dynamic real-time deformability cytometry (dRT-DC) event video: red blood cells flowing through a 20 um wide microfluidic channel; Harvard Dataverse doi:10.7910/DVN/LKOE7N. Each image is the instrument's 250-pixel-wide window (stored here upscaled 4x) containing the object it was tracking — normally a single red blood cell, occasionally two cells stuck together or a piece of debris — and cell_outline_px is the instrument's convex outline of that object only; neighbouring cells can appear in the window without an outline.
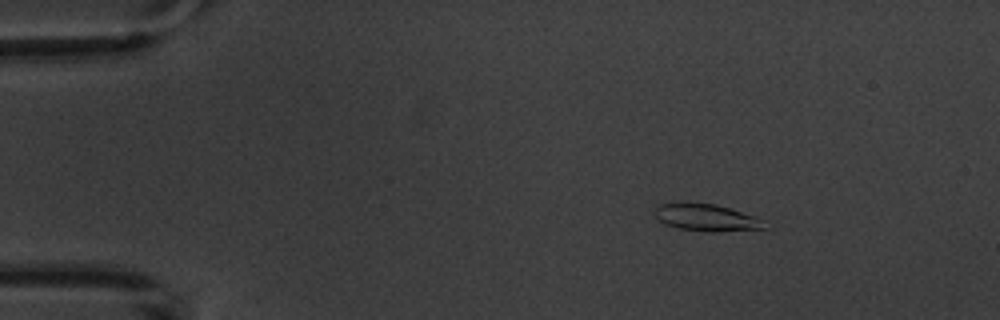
{"species": "common noctule bat (a hibernating species)", "species_latin": "Nyctalus noctula", "temperature_condition": "warm", "stored_images_in_passage": 5, "camera_frame_rate_fps": 3000, "um_per_image_px": 0.085, "animal": {"sex": "male", "body_mass_g": 20.1, "forearm_length_mm": 53.5}, "frame": {"image": 1, "passage_image": 3, "time_ms": 2.333, "image_size_px": [1000, 320], "cell_outline_px": [[768, 228], [716, 232], [712, 232], [680, 228], [664, 224], [652, 212], [660, 204], [680, 200], [716, 204], [756, 216]], "centroid_in_image_um": [59.98, 18.45], "position_along_channel_um": 25.0, "area_um2": 17.63}}